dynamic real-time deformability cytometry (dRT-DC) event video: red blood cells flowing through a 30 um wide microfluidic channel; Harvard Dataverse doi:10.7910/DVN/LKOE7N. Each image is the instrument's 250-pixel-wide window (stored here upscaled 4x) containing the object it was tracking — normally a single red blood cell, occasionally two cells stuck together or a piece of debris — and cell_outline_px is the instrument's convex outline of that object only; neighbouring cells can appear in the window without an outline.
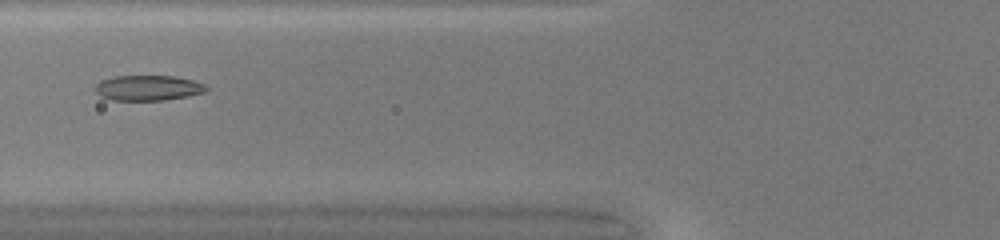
{"species": "common noctule bat (a hibernating species)", "species_latin": "Nyctalus noctula", "temperature_condition": "warm", "stored_images_in_passage": 34, "camera_frame_rate_fps": 3000, "um_per_image_px": 0.085, "animal": {"sex": "female", "body_mass_g": 20.0, "forearm_length_mm": 54.0}, "frame": {"image": 1, "passage_image": 5, "time_ms": 1.333, "image_size_px": [1000, 240], "cell_outline_px": [[208, 92], [188, 96], [164, 100], [112, 100], [100, 96], [96, 92], [96, 84], [100, 80], [112, 76], [172, 76], [192, 80], [204, 84], [208, 88]], "centroid_in_image_um": [12.59, 7.47], "position_along_channel_um": 113.2, "area_um2": 16.42}}
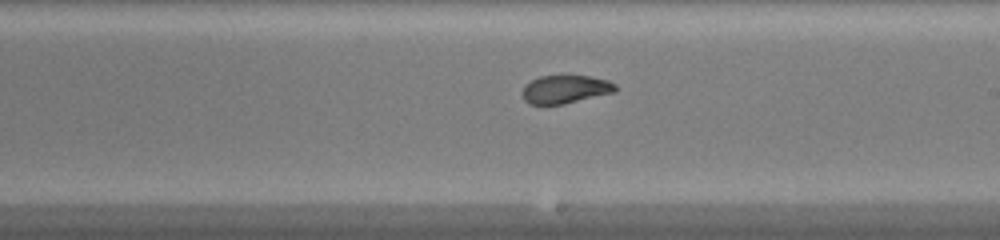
{"frame": {"image": 2, "passage_image": 14, "time_ms": 4.333, "image_size_px": [1000, 240], "cell_outline_px": [[616, 92], [564, 104], [528, 104], [524, 100], [520, 92], [524, 84], [540, 76], [592, 76], [608, 80], [616, 84]], "centroid_in_image_um": [48.03, 7.59], "position_along_channel_um": 241.0, "area_um2": 15.49}}
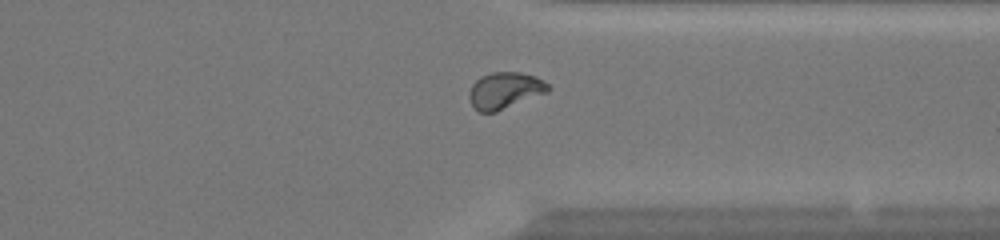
{"frame": {"image": 3, "passage_image": 23, "time_ms": 7.333, "image_size_px": [1000, 240], "cell_outline_px": [[552, 88], [548, 92], [496, 112], [480, 112], [472, 104], [468, 96], [468, 92], [472, 84], [480, 76], [492, 72], [520, 72], [536, 76], [544, 80]], "centroid_in_image_um": [42.93, 7.67], "position_along_channel_um": 368.5, "area_um2": 16.94}, "authors_computed_cell_mechanics": {"area_um2": 16.3863, "velocity_mm_per_s": 4.2538, "shape_relaxation_time_tau1_ms": 5.7399, "shape_relaxation_time_tau2_ms": 1.0152, "deformation_change_tau1": 0.2011, "deformation_change_tau2": 0.0575}}